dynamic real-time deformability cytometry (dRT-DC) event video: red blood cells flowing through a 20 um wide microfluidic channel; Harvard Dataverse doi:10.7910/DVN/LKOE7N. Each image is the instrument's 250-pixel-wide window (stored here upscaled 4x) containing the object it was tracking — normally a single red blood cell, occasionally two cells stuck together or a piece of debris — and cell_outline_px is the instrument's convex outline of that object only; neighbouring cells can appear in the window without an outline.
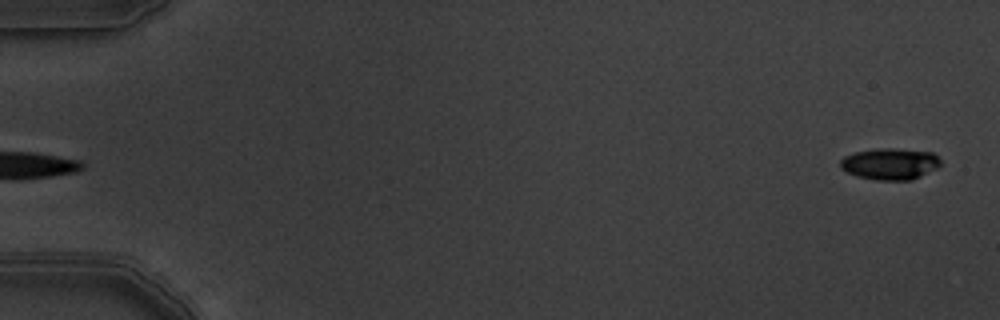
{"species": "common noctule bat (a hibernating species)", "species_latin": "Nyctalus noctula", "temperature_condition": "warm", "stored_images_in_passage": 6, "segment_of_instrument_passage": [2, 2], "camera_frame_rate_fps": 3000, "um_per_image_px": 0.085, "animal": {"sex": "male", "body_mass_g": 19.5, "forearm_length_mm": 54.6}, "frame": {"image": 1, "passage_image": 6, "time_ms": 1.667, "image_size_px": [1000, 320], "cell_outline_px": [[940, 164], [936, 168], [912, 180], [876, 180], [856, 176], [840, 168], [840, 160], [844, 156], [856, 152], [880, 148], [892, 148], [932, 152], [940, 160]], "centroid_in_image_um": [75.63, 13.93], "position_along_channel_um": 9.4, "area_um2": 18.26}}